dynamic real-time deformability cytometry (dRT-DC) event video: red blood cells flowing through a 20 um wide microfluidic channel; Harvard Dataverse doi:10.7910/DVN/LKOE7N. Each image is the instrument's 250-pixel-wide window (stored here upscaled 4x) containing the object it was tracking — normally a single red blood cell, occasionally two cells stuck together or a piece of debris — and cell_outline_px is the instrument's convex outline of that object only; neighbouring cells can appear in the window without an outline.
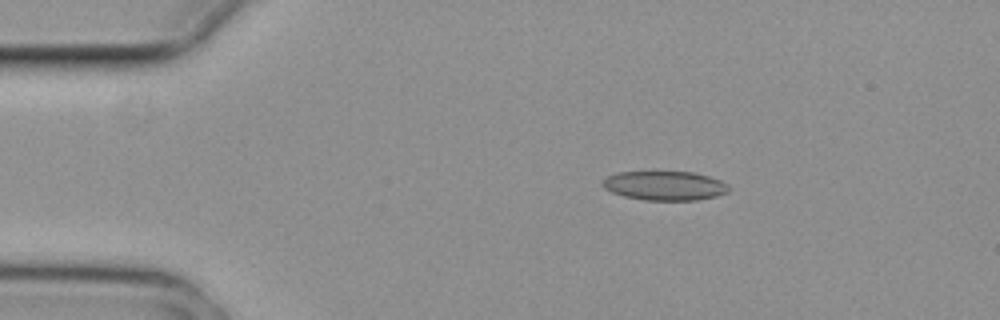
{"species": "common noctule bat (a hibernating species)", "species_latin": "Nyctalus noctula", "temperature_condition": "cold", "stored_images_in_passage": 7, "camera_frame_rate_fps": 3000, "um_per_image_px": 0.085, "animal": {"sex": "female", "body_mass_g": 29.2, "forearm_length_mm": 56.3}, "frame": {"image": 1, "passage_image": 1, "time_ms": 0.0, "image_size_px": [1000, 320], "cell_outline_px": [[728, 192], [716, 196], [696, 200], [644, 200], [624, 196], [612, 192], [604, 188], [600, 184], [600, 180], [616, 172], [692, 172], [708, 176], [720, 180], [728, 184]], "centroid_in_image_um": [56.46, 15.78], "position_along_channel_um": 28.5, "area_um2": 21.5}}
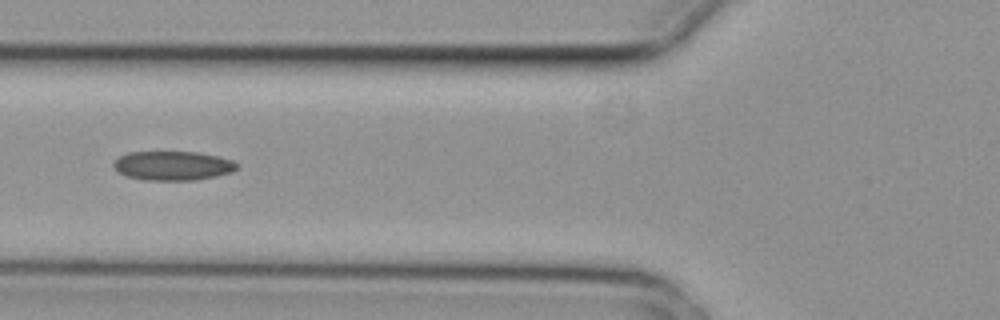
{"frame": {"image": 2, "passage_image": 4, "time_ms": 1.0, "image_size_px": [1000, 320], "cell_outline_px": [[240, 168], [232, 172], [216, 176], [196, 180], [144, 180], [128, 176], [120, 172], [112, 164], [120, 156], [128, 152], [200, 152], [220, 156], [232, 160]], "centroid_in_image_um": [14.74, 14.08], "position_along_channel_um": 111.1, "area_um2": 20.98}}
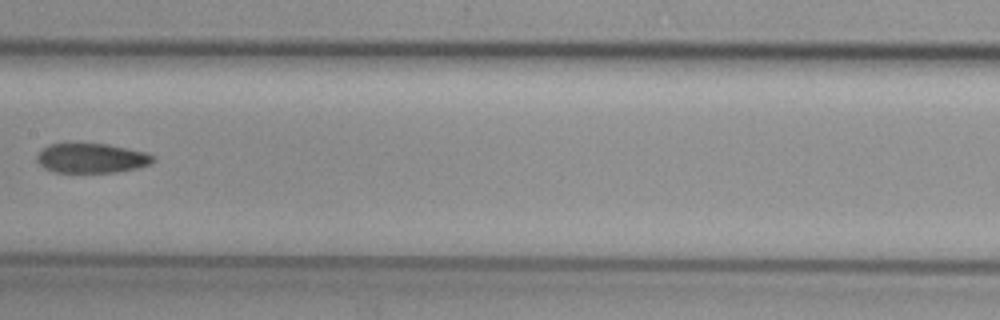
{"frame": {"image": 3, "passage_image": 6, "time_ms": 1.667, "image_size_px": [1000, 320], "cell_outline_px": [[156, 156], [152, 164], [136, 168], [116, 172], [52, 172], [44, 168], [36, 160], [36, 156], [48, 144], [108, 144], [144, 152]], "centroid_in_image_um": [7.79, 13.45], "position_along_channel_um": 199.6, "area_um2": 19.94}}